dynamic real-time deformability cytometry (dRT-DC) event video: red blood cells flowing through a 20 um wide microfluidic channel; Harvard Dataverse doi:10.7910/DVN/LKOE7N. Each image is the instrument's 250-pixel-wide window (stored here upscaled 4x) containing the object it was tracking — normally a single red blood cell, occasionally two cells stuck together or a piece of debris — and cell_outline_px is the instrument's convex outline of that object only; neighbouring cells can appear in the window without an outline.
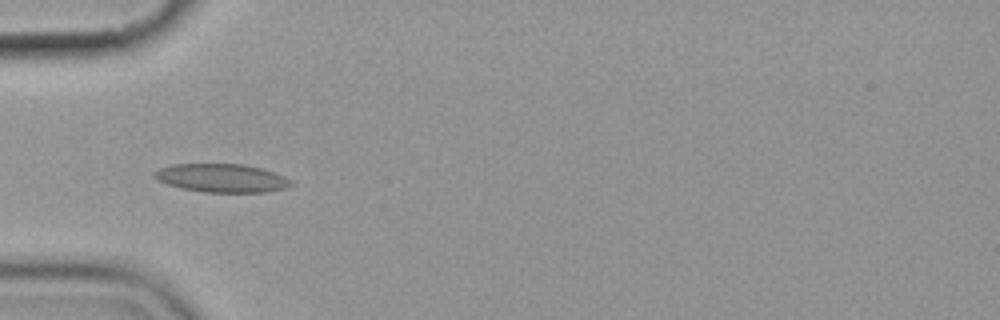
{"species": "common noctule bat (a hibernating species)", "species_latin": "Nyctalus noctula", "temperature_condition": "cold", "stored_images_in_passage": 15, "camera_frame_rate_fps": 3000, "um_per_image_px": 0.085, "animal": {"sex": "female", "body_mass_g": 19.9}, "frame": {"image": 1, "passage_image": 5, "time_ms": 5.333, "image_size_px": [1000, 320], "cell_outline_px": [[292, 184], [284, 188], [264, 192], [204, 192], [184, 188], [168, 184], [156, 180], [152, 176], [160, 168], [172, 164], [244, 164], [260, 168], [284, 176], [292, 180]], "centroid_in_image_um": [18.83, 15.13], "position_along_channel_um": 66.2, "area_um2": 22.37}}
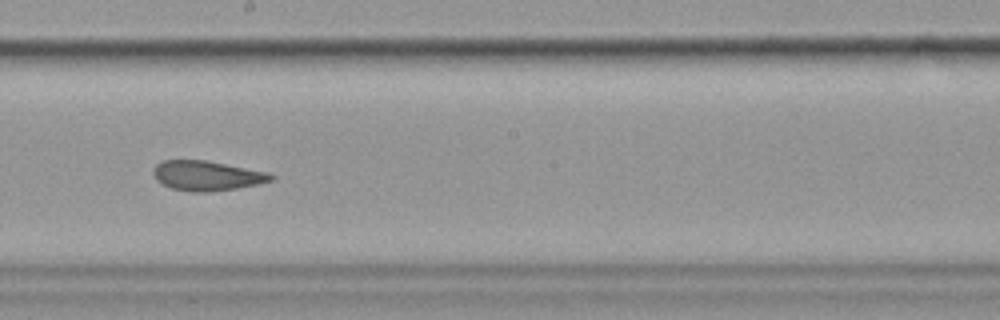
{"frame": {"image": 2, "passage_image": 9, "time_ms": 10.0, "image_size_px": [1000, 320], "cell_outline_px": [[276, 176], [272, 180], [260, 184], [236, 188], [204, 192], [192, 192], [172, 188], [156, 180], [152, 172], [152, 168], [156, 164], [164, 160], [204, 160], [268, 172]], "centroid_in_image_um": [17.58, 14.93], "position_along_channel_um": 230.6, "area_um2": 20.35}}
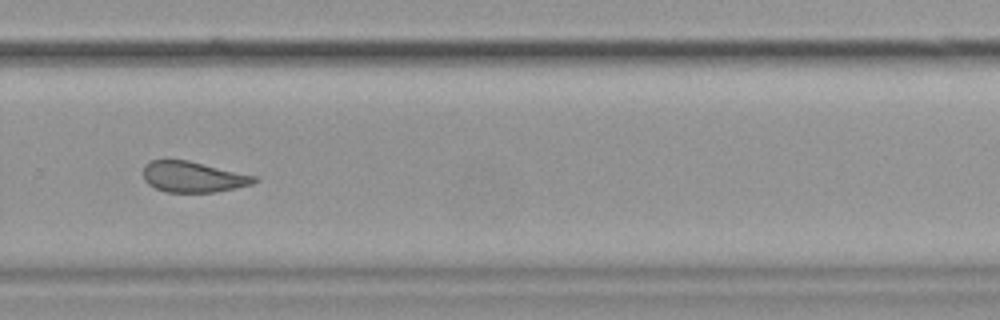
{"frame": {"image": 3, "passage_image": 11, "time_ms": 12.333, "image_size_px": [1000, 320], "cell_outline_px": [[260, 180], [252, 184], [216, 192], [164, 192], [148, 184], [144, 180], [144, 164], [152, 160], [188, 160], [260, 176]], "centroid_in_image_um": [16.47, 15.03], "position_along_channel_um": 313.3, "area_um2": 20.17}, "authors_computed_cell_mechanics": {"area_um2": 21.386, "velocity_mm_per_s": 3.5583, "shape_relaxation_time_tau1_ms": null, "shape_relaxation_time_tau2_ms": 2.5962, "deformation_change_tau1": null, "deformation_change_tau2": 0.0562}}